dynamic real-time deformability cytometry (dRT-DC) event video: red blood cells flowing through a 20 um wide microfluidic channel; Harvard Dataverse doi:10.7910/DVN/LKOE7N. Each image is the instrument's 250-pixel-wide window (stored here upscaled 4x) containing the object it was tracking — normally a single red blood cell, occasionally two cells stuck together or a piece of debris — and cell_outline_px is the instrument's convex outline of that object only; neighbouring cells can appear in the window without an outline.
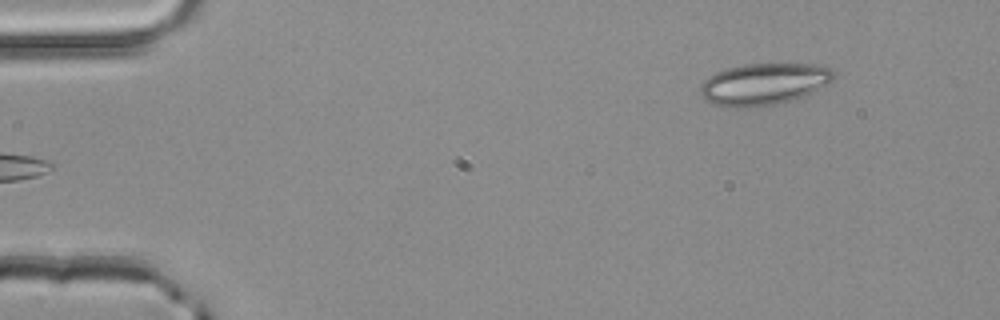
{"species": "common noctule bat (a hibernating species)", "species_latin": "Nyctalus noctula", "temperature_condition": "room temperature", "stored_images_in_passage": 5, "segment_of_instrument_passage": [2, 2], "camera_frame_rate_fps": 3000, "um_per_image_px": 0.085, "animal": {"sex": "male", "body_mass_g": 20.4}, "frame": {"image": 1, "passage_image": 5, "time_ms": 1.333, "image_size_px": [1000, 320], "cell_outline_px": [[836, 76], [828, 84], [804, 96], [792, 100], [776, 104], [740, 108], [728, 108], [712, 104], [704, 100], [700, 96], [700, 84], [708, 76], [716, 72], [728, 68], [744, 64], [812, 64], [832, 68], [836, 72]], "centroid_in_image_um": [64.9, 7.15], "position_along_channel_um": 20.1, "area_um2": 32.83}}